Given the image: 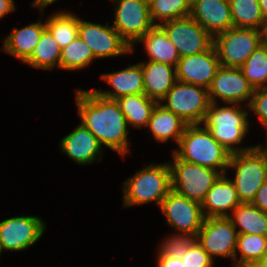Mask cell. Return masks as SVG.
I'll use <instances>...</instances> for the list:
<instances>
[{
  "label": "cell",
  "mask_w": 267,
  "mask_h": 267,
  "mask_svg": "<svg viewBox=\"0 0 267 267\" xmlns=\"http://www.w3.org/2000/svg\"><path fill=\"white\" fill-rule=\"evenodd\" d=\"M74 98L80 123L95 135L103 148L127 158L132 152L131 130L119 103L98 95L92 89L80 87L75 90Z\"/></svg>",
  "instance_id": "obj_1"
},
{
  "label": "cell",
  "mask_w": 267,
  "mask_h": 267,
  "mask_svg": "<svg viewBox=\"0 0 267 267\" xmlns=\"http://www.w3.org/2000/svg\"><path fill=\"white\" fill-rule=\"evenodd\" d=\"M202 125L231 154L253 149V145L244 143L252 128L248 106L211 103Z\"/></svg>",
  "instance_id": "obj_2"
},
{
  "label": "cell",
  "mask_w": 267,
  "mask_h": 267,
  "mask_svg": "<svg viewBox=\"0 0 267 267\" xmlns=\"http://www.w3.org/2000/svg\"><path fill=\"white\" fill-rule=\"evenodd\" d=\"M137 171V172H136ZM122 182V209L146 204L158 208L171 190V169L168 161L150 162Z\"/></svg>",
  "instance_id": "obj_3"
},
{
  "label": "cell",
  "mask_w": 267,
  "mask_h": 267,
  "mask_svg": "<svg viewBox=\"0 0 267 267\" xmlns=\"http://www.w3.org/2000/svg\"><path fill=\"white\" fill-rule=\"evenodd\" d=\"M172 152L183 161L226 174L231 153L202 125H187Z\"/></svg>",
  "instance_id": "obj_4"
},
{
  "label": "cell",
  "mask_w": 267,
  "mask_h": 267,
  "mask_svg": "<svg viewBox=\"0 0 267 267\" xmlns=\"http://www.w3.org/2000/svg\"><path fill=\"white\" fill-rule=\"evenodd\" d=\"M170 153L171 189L201 204L221 173L180 160L173 152Z\"/></svg>",
  "instance_id": "obj_5"
},
{
  "label": "cell",
  "mask_w": 267,
  "mask_h": 267,
  "mask_svg": "<svg viewBox=\"0 0 267 267\" xmlns=\"http://www.w3.org/2000/svg\"><path fill=\"white\" fill-rule=\"evenodd\" d=\"M230 170V171H229ZM232 180L241 203H252L259 187L267 181L264 159L254 148L231 154L226 174Z\"/></svg>",
  "instance_id": "obj_6"
},
{
  "label": "cell",
  "mask_w": 267,
  "mask_h": 267,
  "mask_svg": "<svg viewBox=\"0 0 267 267\" xmlns=\"http://www.w3.org/2000/svg\"><path fill=\"white\" fill-rule=\"evenodd\" d=\"M187 125L202 124L211 104L206 88L176 81L159 102Z\"/></svg>",
  "instance_id": "obj_7"
},
{
  "label": "cell",
  "mask_w": 267,
  "mask_h": 267,
  "mask_svg": "<svg viewBox=\"0 0 267 267\" xmlns=\"http://www.w3.org/2000/svg\"><path fill=\"white\" fill-rule=\"evenodd\" d=\"M261 31L255 28L232 27L213 36L220 66L240 68L261 45Z\"/></svg>",
  "instance_id": "obj_8"
},
{
  "label": "cell",
  "mask_w": 267,
  "mask_h": 267,
  "mask_svg": "<svg viewBox=\"0 0 267 267\" xmlns=\"http://www.w3.org/2000/svg\"><path fill=\"white\" fill-rule=\"evenodd\" d=\"M41 216L23 214L0 221V248L4 252L28 251L43 238L47 222Z\"/></svg>",
  "instance_id": "obj_9"
},
{
  "label": "cell",
  "mask_w": 267,
  "mask_h": 267,
  "mask_svg": "<svg viewBox=\"0 0 267 267\" xmlns=\"http://www.w3.org/2000/svg\"><path fill=\"white\" fill-rule=\"evenodd\" d=\"M78 36L90 47L96 60L133 55L130 45L109 21L97 23L78 15Z\"/></svg>",
  "instance_id": "obj_10"
},
{
  "label": "cell",
  "mask_w": 267,
  "mask_h": 267,
  "mask_svg": "<svg viewBox=\"0 0 267 267\" xmlns=\"http://www.w3.org/2000/svg\"><path fill=\"white\" fill-rule=\"evenodd\" d=\"M112 26L132 47L153 26L149 0H114Z\"/></svg>",
  "instance_id": "obj_11"
},
{
  "label": "cell",
  "mask_w": 267,
  "mask_h": 267,
  "mask_svg": "<svg viewBox=\"0 0 267 267\" xmlns=\"http://www.w3.org/2000/svg\"><path fill=\"white\" fill-rule=\"evenodd\" d=\"M164 223L172 233L189 234L196 238L205 219L200 203L170 190L159 206Z\"/></svg>",
  "instance_id": "obj_12"
},
{
  "label": "cell",
  "mask_w": 267,
  "mask_h": 267,
  "mask_svg": "<svg viewBox=\"0 0 267 267\" xmlns=\"http://www.w3.org/2000/svg\"><path fill=\"white\" fill-rule=\"evenodd\" d=\"M195 239L214 262L226 258L234 267L238 232L228 217L205 218Z\"/></svg>",
  "instance_id": "obj_13"
},
{
  "label": "cell",
  "mask_w": 267,
  "mask_h": 267,
  "mask_svg": "<svg viewBox=\"0 0 267 267\" xmlns=\"http://www.w3.org/2000/svg\"><path fill=\"white\" fill-rule=\"evenodd\" d=\"M160 26L175 45L180 58L205 52L213 46V36L190 15L164 22Z\"/></svg>",
  "instance_id": "obj_14"
},
{
  "label": "cell",
  "mask_w": 267,
  "mask_h": 267,
  "mask_svg": "<svg viewBox=\"0 0 267 267\" xmlns=\"http://www.w3.org/2000/svg\"><path fill=\"white\" fill-rule=\"evenodd\" d=\"M211 103L248 106L254 93L241 68L220 66L208 89Z\"/></svg>",
  "instance_id": "obj_15"
},
{
  "label": "cell",
  "mask_w": 267,
  "mask_h": 267,
  "mask_svg": "<svg viewBox=\"0 0 267 267\" xmlns=\"http://www.w3.org/2000/svg\"><path fill=\"white\" fill-rule=\"evenodd\" d=\"M58 147L75 165L82 167L101 162L106 152L95 135L81 123L60 139Z\"/></svg>",
  "instance_id": "obj_16"
},
{
  "label": "cell",
  "mask_w": 267,
  "mask_h": 267,
  "mask_svg": "<svg viewBox=\"0 0 267 267\" xmlns=\"http://www.w3.org/2000/svg\"><path fill=\"white\" fill-rule=\"evenodd\" d=\"M220 62L216 50H209L195 55L181 57L176 66V80L209 89Z\"/></svg>",
  "instance_id": "obj_17"
},
{
  "label": "cell",
  "mask_w": 267,
  "mask_h": 267,
  "mask_svg": "<svg viewBox=\"0 0 267 267\" xmlns=\"http://www.w3.org/2000/svg\"><path fill=\"white\" fill-rule=\"evenodd\" d=\"M112 68V72L101 73L99 80L101 79L110 88H92L98 95L111 99L117 100L119 97L130 95V94H142L144 93L143 85V73L141 64L129 63L127 67L117 69Z\"/></svg>",
  "instance_id": "obj_18"
},
{
  "label": "cell",
  "mask_w": 267,
  "mask_h": 267,
  "mask_svg": "<svg viewBox=\"0 0 267 267\" xmlns=\"http://www.w3.org/2000/svg\"><path fill=\"white\" fill-rule=\"evenodd\" d=\"M36 22H31L24 27H11L10 33L2 34L1 50L4 54L15 57L18 61L25 63L32 55L35 46L40 41L42 32L46 29L45 13L39 14ZM42 18V19H41Z\"/></svg>",
  "instance_id": "obj_19"
},
{
  "label": "cell",
  "mask_w": 267,
  "mask_h": 267,
  "mask_svg": "<svg viewBox=\"0 0 267 267\" xmlns=\"http://www.w3.org/2000/svg\"><path fill=\"white\" fill-rule=\"evenodd\" d=\"M190 16L212 36L233 27L229 0H192Z\"/></svg>",
  "instance_id": "obj_20"
},
{
  "label": "cell",
  "mask_w": 267,
  "mask_h": 267,
  "mask_svg": "<svg viewBox=\"0 0 267 267\" xmlns=\"http://www.w3.org/2000/svg\"><path fill=\"white\" fill-rule=\"evenodd\" d=\"M241 203L234 183L228 174H221L201 203L205 218L228 217Z\"/></svg>",
  "instance_id": "obj_21"
},
{
  "label": "cell",
  "mask_w": 267,
  "mask_h": 267,
  "mask_svg": "<svg viewBox=\"0 0 267 267\" xmlns=\"http://www.w3.org/2000/svg\"><path fill=\"white\" fill-rule=\"evenodd\" d=\"M187 124L173 112L167 110L163 105L157 103L154 107L148 125L145 128L155 142L166 144L169 141L175 143L174 149L179 144Z\"/></svg>",
  "instance_id": "obj_22"
},
{
  "label": "cell",
  "mask_w": 267,
  "mask_h": 267,
  "mask_svg": "<svg viewBox=\"0 0 267 267\" xmlns=\"http://www.w3.org/2000/svg\"><path fill=\"white\" fill-rule=\"evenodd\" d=\"M143 45L144 56L148 61L169 64L176 67L180 56L175 45L169 40L167 33L160 25H154L132 47L131 54L136 52V47Z\"/></svg>",
  "instance_id": "obj_23"
},
{
  "label": "cell",
  "mask_w": 267,
  "mask_h": 267,
  "mask_svg": "<svg viewBox=\"0 0 267 267\" xmlns=\"http://www.w3.org/2000/svg\"><path fill=\"white\" fill-rule=\"evenodd\" d=\"M139 63L143 73L144 94L159 103L177 81L176 67L148 60Z\"/></svg>",
  "instance_id": "obj_24"
},
{
  "label": "cell",
  "mask_w": 267,
  "mask_h": 267,
  "mask_svg": "<svg viewBox=\"0 0 267 267\" xmlns=\"http://www.w3.org/2000/svg\"><path fill=\"white\" fill-rule=\"evenodd\" d=\"M125 116L130 129H145L148 125L156 100L146 94H130L119 97L116 100Z\"/></svg>",
  "instance_id": "obj_25"
},
{
  "label": "cell",
  "mask_w": 267,
  "mask_h": 267,
  "mask_svg": "<svg viewBox=\"0 0 267 267\" xmlns=\"http://www.w3.org/2000/svg\"><path fill=\"white\" fill-rule=\"evenodd\" d=\"M228 218L238 234L267 236V214L252 203H240Z\"/></svg>",
  "instance_id": "obj_26"
},
{
  "label": "cell",
  "mask_w": 267,
  "mask_h": 267,
  "mask_svg": "<svg viewBox=\"0 0 267 267\" xmlns=\"http://www.w3.org/2000/svg\"><path fill=\"white\" fill-rule=\"evenodd\" d=\"M61 59V48L55 41L51 32L46 28L41 35L40 41L30 58L24 63L32 69L54 71L59 70V62Z\"/></svg>",
  "instance_id": "obj_27"
},
{
  "label": "cell",
  "mask_w": 267,
  "mask_h": 267,
  "mask_svg": "<svg viewBox=\"0 0 267 267\" xmlns=\"http://www.w3.org/2000/svg\"><path fill=\"white\" fill-rule=\"evenodd\" d=\"M69 9H57L45 19L46 28L62 49L78 37V15Z\"/></svg>",
  "instance_id": "obj_28"
},
{
  "label": "cell",
  "mask_w": 267,
  "mask_h": 267,
  "mask_svg": "<svg viewBox=\"0 0 267 267\" xmlns=\"http://www.w3.org/2000/svg\"><path fill=\"white\" fill-rule=\"evenodd\" d=\"M267 252V236L238 234L234 267H251Z\"/></svg>",
  "instance_id": "obj_29"
},
{
  "label": "cell",
  "mask_w": 267,
  "mask_h": 267,
  "mask_svg": "<svg viewBox=\"0 0 267 267\" xmlns=\"http://www.w3.org/2000/svg\"><path fill=\"white\" fill-rule=\"evenodd\" d=\"M97 62L90 47L78 36L69 45L61 49L59 69L64 71H77L89 68Z\"/></svg>",
  "instance_id": "obj_30"
},
{
  "label": "cell",
  "mask_w": 267,
  "mask_h": 267,
  "mask_svg": "<svg viewBox=\"0 0 267 267\" xmlns=\"http://www.w3.org/2000/svg\"><path fill=\"white\" fill-rule=\"evenodd\" d=\"M233 27L261 30L264 17L259 0H229Z\"/></svg>",
  "instance_id": "obj_31"
},
{
  "label": "cell",
  "mask_w": 267,
  "mask_h": 267,
  "mask_svg": "<svg viewBox=\"0 0 267 267\" xmlns=\"http://www.w3.org/2000/svg\"><path fill=\"white\" fill-rule=\"evenodd\" d=\"M192 0H149L150 17L154 25L183 18L191 14Z\"/></svg>",
  "instance_id": "obj_32"
},
{
  "label": "cell",
  "mask_w": 267,
  "mask_h": 267,
  "mask_svg": "<svg viewBox=\"0 0 267 267\" xmlns=\"http://www.w3.org/2000/svg\"><path fill=\"white\" fill-rule=\"evenodd\" d=\"M254 90L267 88V48L262 43L240 67Z\"/></svg>",
  "instance_id": "obj_33"
},
{
  "label": "cell",
  "mask_w": 267,
  "mask_h": 267,
  "mask_svg": "<svg viewBox=\"0 0 267 267\" xmlns=\"http://www.w3.org/2000/svg\"><path fill=\"white\" fill-rule=\"evenodd\" d=\"M162 239L156 245V250L162 255L181 258L188 252L189 245L195 240V237L189 234L170 232V234L165 235V238Z\"/></svg>",
  "instance_id": "obj_34"
},
{
  "label": "cell",
  "mask_w": 267,
  "mask_h": 267,
  "mask_svg": "<svg viewBox=\"0 0 267 267\" xmlns=\"http://www.w3.org/2000/svg\"><path fill=\"white\" fill-rule=\"evenodd\" d=\"M248 110L251 127H254V123L251 121L252 115L257 117L255 126L260 124V128L267 127V88L254 90Z\"/></svg>",
  "instance_id": "obj_35"
},
{
  "label": "cell",
  "mask_w": 267,
  "mask_h": 267,
  "mask_svg": "<svg viewBox=\"0 0 267 267\" xmlns=\"http://www.w3.org/2000/svg\"><path fill=\"white\" fill-rule=\"evenodd\" d=\"M181 260L184 267H215L214 260L196 239L189 245L188 252L181 257Z\"/></svg>",
  "instance_id": "obj_36"
},
{
  "label": "cell",
  "mask_w": 267,
  "mask_h": 267,
  "mask_svg": "<svg viewBox=\"0 0 267 267\" xmlns=\"http://www.w3.org/2000/svg\"><path fill=\"white\" fill-rule=\"evenodd\" d=\"M155 252L156 267H184L181 258L162 255L158 250Z\"/></svg>",
  "instance_id": "obj_37"
},
{
  "label": "cell",
  "mask_w": 267,
  "mask_h": 267,
  "mask_svg": "<svg viewBox=\"0 0 267 267\" xmlns=\"http://www.w3.org/2000/svg\"><path fill=\"white\" fill-rule=\"evenodd\" d=\"M252 204L267 214V181L259 187Z\"/></svg>",
  "instance_id": "obj_38"
},
{
  "label": "cell",
  "mask_w": 267,
  "mask_h": 267,
  "mask_svg": "<svg viewBox=\"0 0 267 267\" xmlns=\"http://www.w3.org/2000/svg\"><path fill=\"white\" fill-rule=\"evenodd\" d=\"M16 4L15 0H0V20L16 12L18 10Z\"/></svg>",
  "instance_id": "obj_39"
},
{
  "label": "cell",
  "mask_w": 267,
  "mask_h": 267,
  "mask_svg": "<svg viewBox=\"0 0 267 267\" xmlns=\"http://www.w3.org/2000/svg\"><path fill=\"white\" fill-rule=\"evenodd\" d=\"M31 2L30 6L37 9L39 14H43L47 8L51 5H55L54 3L59 2V0H32Z\"/></svg>",
  "instance_id": "obj_40"
},
{
  "label": "cell",
  "mask_w": 267,
  "mask_h": 267,
  "mask_svg": "<svg viewBox=\"0 0 267 267\" xmlns=\"http://www.w3.org/2000/svg\"><path fill=\"white\" fill-rule=\"evenodd\" d=\"M262 130H264L263 132L265 133L266 135V142H267V127L265 128H261ZM264 142V143H257V144H253V148L259 153V154H267V143ZM266 143V144H265Z\"/></svg>",
  "instance_id": "obj_41"
},
{
  "label": "cell",
  "mask_w": 267,
  "mask_h": 267,
  "mask_svg": "<svg viewBox=\"0 0 267 267\" xmlns=\"http://www.w3.org/2000/svg\"><path fill=\"white\" fill-rule=\"evenodd\" d=\"M259 6L264 19L267 18V0H259Z\"/></svg>",
  "instance_id": "obj_42"
},
{
  "label": "cell",
  "mask_w": 267,
  "mask_h": 267,
  "mask_svg": "<svg viewBox=\"0 0 267 267\" xmlns=\"http://www.w3.org/2000/svg\"><path fill=\"white\" fill-rule=\"evenodd\" d=\"M253 267H267V252L261 257V259L253 265Z\"/></svg>",
  "instance_id": "obj_43"
},
{
  "label": "cell",
  "mask_w": 267,
  "mask_h": 267,
  "mask_svg": "<svg viewBox=\"0 0 267 267\" xmlns=\"http://www.w3.org/2000/svg\"><path fill=\"white\" fill-rule=\"evenodd\" d=\"M260 31H261V37L267 38V18L264 20L263 26Z\"/></svg>",
  "instance_id": "obj_44"
},
{
  "label": "cell",
  "mask_w": 267,
  "mask_h": 267,
  "mask_svg": "<svg viewBox=\"0 0 267 267\" xmlns=\"http://www.w3.org/2000/svg\"><path fill=\"white\" fill-rule=\"evenodd\" d=\"M262 155L263 159H264V162H265V165H266V170H267V154H260Z\"/></svg>",
  "instance_id": "obj_45"
},
{
  "label": "cell",
  "mask_w": 267,
  "mask_h": 267,
  "mask_svg": "<svg viewBox=\"0 0 267 267\" xmlns=\"http://www.w3.org/2000/svg\"><path fill=\"white\" fill-rule=\"evenodd\" d=\"M262 42H263V44L266 46V48H267V38H262Z\"/></svg>",
  "instance_id": "obj_46"
},
{
  "label": "cell",
  "mask_w": 267,
  "mask_h": 267,
  "mask_svg": "<svg viewBox=\"0 0 267 267\" xmlns=\"http://www.w3.org/2000/svg\"><path fill=\"white\" fill-rule=\"evenodd\" d=\"M3 255V252L1 251V248H0V258L2 257Z\"/></svg>",
  "instance_id": "obj_47"
}]
</instances>
